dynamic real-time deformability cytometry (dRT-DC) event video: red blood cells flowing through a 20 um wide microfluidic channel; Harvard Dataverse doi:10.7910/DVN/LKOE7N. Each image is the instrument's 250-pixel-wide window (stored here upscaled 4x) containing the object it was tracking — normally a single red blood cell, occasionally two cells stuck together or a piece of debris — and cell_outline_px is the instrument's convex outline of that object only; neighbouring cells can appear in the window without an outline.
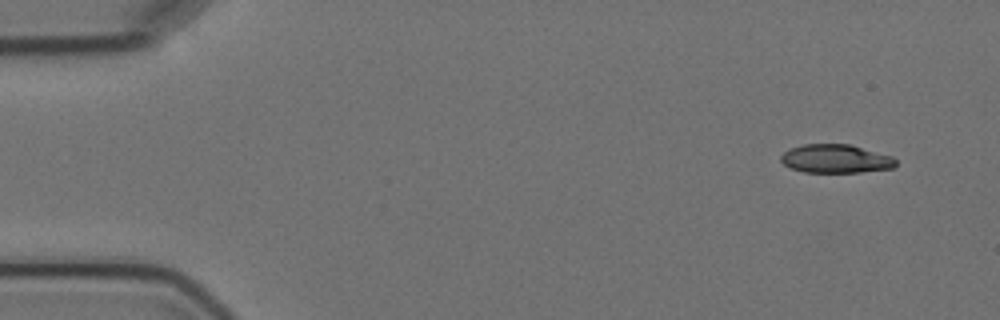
{"species": "Egyptian fruit bat (a non-hibernating species)", "species_latin": "Rousettus aegyptiacus", "temperature_condition": "cold", "stored_images_in_passage": 10, "camera_frame_rate_fps": 3000, "um_per_image_px": 0.085, "animal": {"sex": "female"}, "frame": {"image": 1, "passage_image": 1, "time_ms": 0.0, "image_size_px": [1000, 320], "cell_outline_px": [[896, 164], [892, 168], [860, 172], [804, 172], [792, 168], [784, 164], [780, 160], [780, 156], [784, 152], [792, 148], [804, 144], [848, 144], [892, 156], [896, 160]], "centroid_in_image_um": [71.03, 13.49], "position_along_channel_um": 14.0, "area_um2": 18.9}}
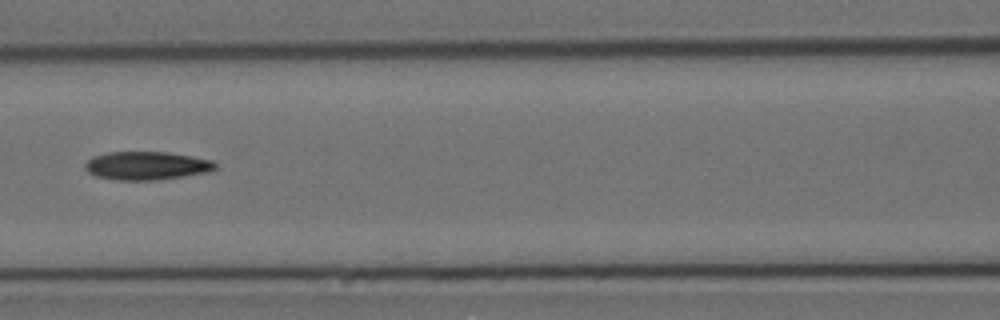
{"frame": {"image": 2, "passage_image": 6, "time_ms": 7.0, "image_size_px": [1000, 320], "cell_outline_px": [[216, 168], [208, 172], [184, 176], [156, 180], [116, 180], [96, 176], [88, 172], [84, 168], [84, 164], [92, 156], [108, 152], [168, 152], [192, 156], [212, 160], [216, 164]], "centroid_in_image_um": [12.44, 14.08], "position_along_channel_um": 154.2, "area_um2": 21.56}}
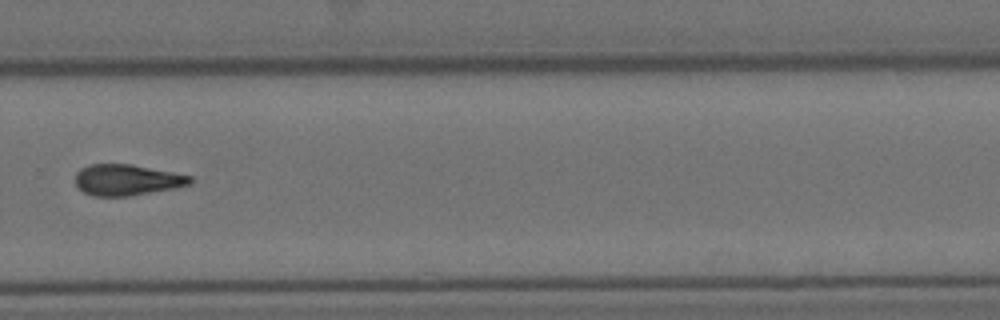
{"frame": {"image": 3, "passage_image": 10, "time_ms": 11.667, "image_size_px": [1000, 320], "cell_outline_px": [[192, 184], [172, 188], [128, 196], [92, 196], [84, 192], [76, 184], [76, 172], [80, 168], [88, 164], [132, 164], [192, 176]], "centroid_in_image_um": [10.76, 15.28], "position_along_channel_um": 319.0, "area_um2": 20.63}}